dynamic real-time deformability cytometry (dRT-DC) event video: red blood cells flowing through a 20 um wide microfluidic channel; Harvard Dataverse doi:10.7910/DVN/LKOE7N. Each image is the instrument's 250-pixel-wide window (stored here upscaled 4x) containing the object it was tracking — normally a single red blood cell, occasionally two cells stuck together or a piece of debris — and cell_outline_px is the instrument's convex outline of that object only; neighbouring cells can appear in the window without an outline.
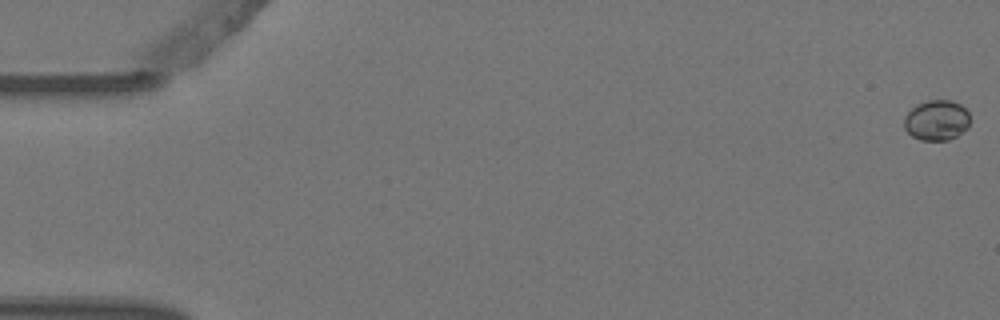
{"species": "Egyptian fruit bat (a non-hibernating species)", "species_latin": "Rousettus aegyptiacus", "temperature_condition": "warm", "stored_images_in_passage": 6, "camera_frame_rate_fps": 3000, "um_per_image_px": 0.085, "animal": {"sex": "female"}, "frame": {"image": 1, "passage_image": 1, "time_ms": 0.0, "image_size_px": [1000, 320], "cell_outline_px": [[968, 128], [956, 136], [948, 140], [920, 140], [912, 136], [904, 128], [904, 116], [916, 104], [928, 100], [952, 100], [960, 104], [968, 112]], "centroid_in_image_um": [79.59, 10.21], "position_along_channel_um": 5.4, "area_um2": 15.49}}
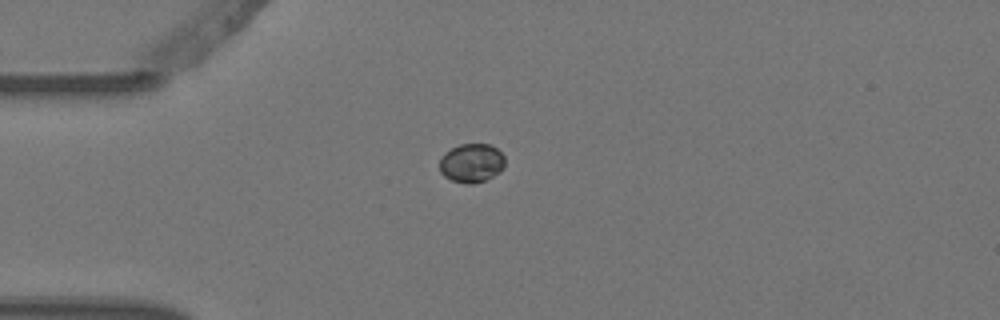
{"frame": {"image": 2, "passage_image": 5, "time_ms": 1.333, "image_size_px": [1000, 320], "cell_outline_px": [[504, 168], [500, 172], [484, 180], [472, 184], [468, 184], [452, 180], [444, 176], [440, 172], [440, 160], [444, 152], [460, 144], [488, 144], [496, 148], [504, 156]], "centroid_in_image_um": [40.08, 13.85], "position_along_channel_um": 44.9, "area_um2": 14.74}}
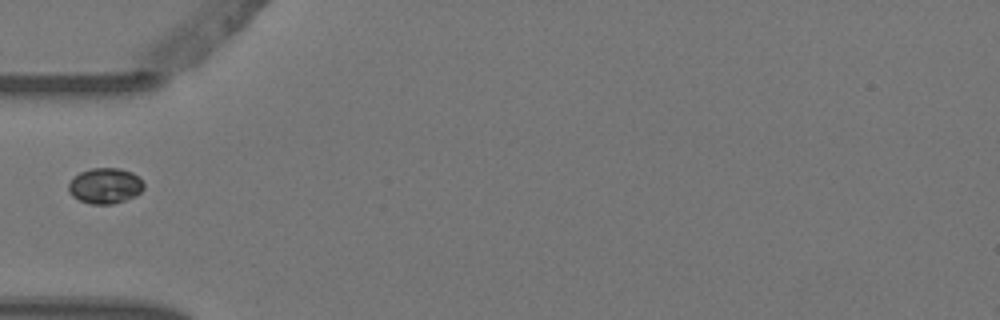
{"frame": {"image": 3, "passage_image": 6, "time_ms": 1.667, "image_size_px": [1000, 320], "cell_outline_px": [[144, 188], [136, 196], [112, 204], [92, 204], [80, 200], [72, 196], [68, 192], [68, 184], [80, 172], [92, 168], [120, 168], [132, 172], [144, 184]], "centroid_in_image_um": [8.93, 15.79], "position_along_channel_um": 76.1, "area_um2": 15.49}}